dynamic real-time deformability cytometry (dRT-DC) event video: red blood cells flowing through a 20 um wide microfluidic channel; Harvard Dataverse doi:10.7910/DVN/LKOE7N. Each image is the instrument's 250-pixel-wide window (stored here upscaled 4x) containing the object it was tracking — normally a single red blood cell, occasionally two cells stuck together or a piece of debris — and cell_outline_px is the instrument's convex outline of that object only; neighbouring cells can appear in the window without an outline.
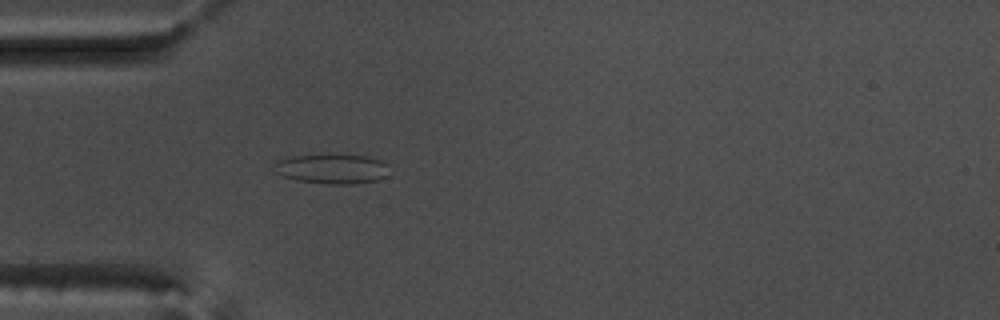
{"species": "common noctule bat (a hibernating species)", "species_latin": "Nyctalus noctula", "temperature_condition": "warm", "stored_images_in_passage": 18, "camera_frame_rate_fps": 3000, "um_per_image_px": 0.085, "animal": {"sex": "male", "body_mass_g": 17.5, "forearm_length_mm": 52.3}, "frame": {"image": 1, "passage_image": 15, "time_ms": 4.667, "image_size_px": [1000, 320], "cell_outline_px": [[388, 176], [376, 180], [352, 184], [328, 184], [296, 180], [284, 176], [276, 172], [272, 164], [276, 160], [292, 156], [368, 156], [380, 160], [388, 164]], "centroid_in_image_um": [28.23, 14.37], "position_along_channel_um": 56.8, "area_um2": 19.65}}